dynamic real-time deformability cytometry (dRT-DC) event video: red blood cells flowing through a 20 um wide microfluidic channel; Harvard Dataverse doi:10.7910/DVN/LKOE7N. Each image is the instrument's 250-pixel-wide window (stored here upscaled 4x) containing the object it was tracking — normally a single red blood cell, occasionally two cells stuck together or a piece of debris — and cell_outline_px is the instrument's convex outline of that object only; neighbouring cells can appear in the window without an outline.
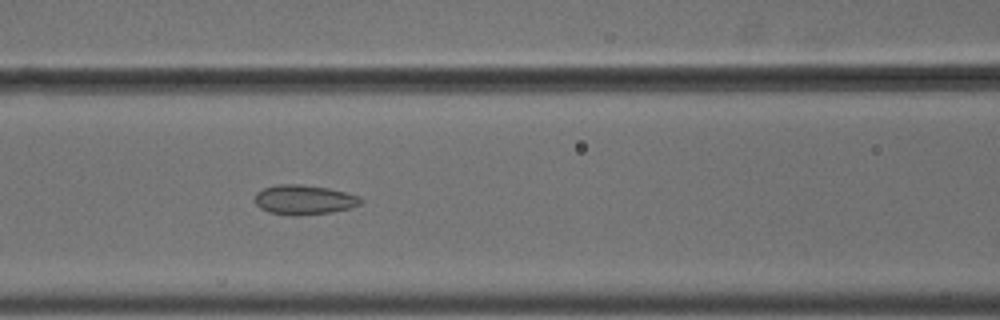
{"species": "common noctule bat (a hibernating species)", "species_latin": "Nyctalus noctula", "temperature_condition": "cold", "stored_images_in_passage": 7, "camera_frame_rate_fps": 3000, "um_per_image_px": 0.085, "animal": {"sex": "male", "body_mass_g": 18.8}, "frame": {"image": 1, "passage_image": 7, "time_ms": 2.0, "image_size_px": [1000, 320], "cell_outline_px": [[364, 200], [360, 204], [352, 208], [332, 212], [296, 216], [268, 212], [260, 208], [256, 204], [256, 192], [264, 188], [276, 184], [300, 184], [328, 188], [360, 196]], "centroid_in_image_um": [25.86, 16.98], "position_along_channel_um": 140.7, "area_um2": 18.38}}